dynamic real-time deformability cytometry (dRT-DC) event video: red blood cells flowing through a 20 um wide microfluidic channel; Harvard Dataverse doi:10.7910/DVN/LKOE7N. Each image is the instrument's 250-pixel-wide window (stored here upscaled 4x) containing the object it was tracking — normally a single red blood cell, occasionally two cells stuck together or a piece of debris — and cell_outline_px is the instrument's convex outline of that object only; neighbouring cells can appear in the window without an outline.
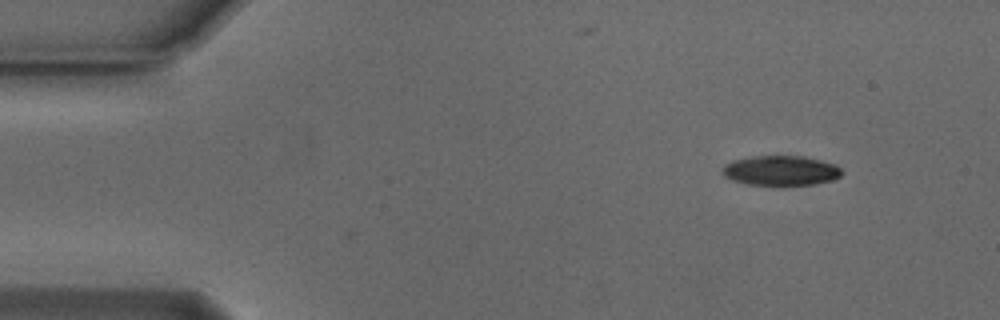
{"species": "Egyptian fruit bat (a non-hibernating species)", "species_latin": "Rousettus aegyptiacus", "temperature_condition": "cold", "stored_images_in_passage": 2, "camera_frame_rate_fps": 3000, "um_per_image_px": 0.085, "animal": {"sex": "male"}, "frame": {"image": 1, "passage_image": 2, "time_ms": 0.333, "image_size_px": [1000, 320], "cell_outline_px": [[844, 172], [840, 176], [832, 180], [816, 184], [784, 188], [776, 188], [748, 184], [732, 180], [724, 176], [720, 172], [720, 168], [724, 164], [732, 160], [752, 156], [804, 156], [836, 164]], "centroid_in_image_um": [66.34, 14.54], "position_along_channel_um": 18.7, "area_um2": 21.91}}